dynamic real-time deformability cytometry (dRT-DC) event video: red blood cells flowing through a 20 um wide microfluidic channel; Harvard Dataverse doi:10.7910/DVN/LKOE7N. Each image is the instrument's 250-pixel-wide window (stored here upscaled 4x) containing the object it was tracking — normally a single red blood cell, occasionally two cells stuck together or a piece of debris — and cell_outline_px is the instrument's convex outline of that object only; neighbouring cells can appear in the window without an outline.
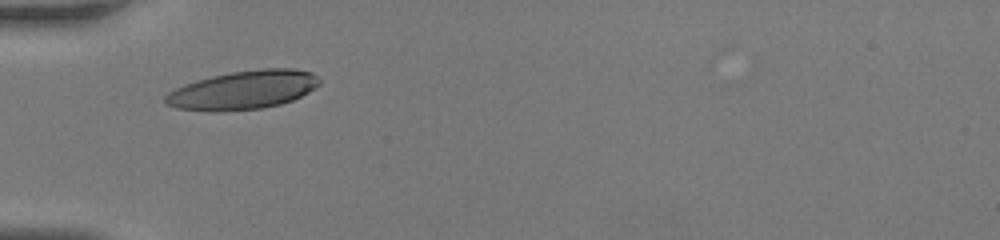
{"species": "human", "species_latin": "Homo sapiens", "temperature_condition": "room temperature", "stored_images_in_passage": 29, "camera_frame_rate_fps": 3000, "um_per_image_px": 0.085, "donor": {"sex": "female"}, "frame": {"image": 1, "passage_image": 1, "time_ms": 0.0, "image_size_px": [1000, 240], "cell_outline_px": [[320, 84], [308, 92], [292, 100], [280, 104], [260, 108], [216, 112], [208, 112], [176, 108], [164, 104], [164, 96], [168, 92], [184, 84], [196, 80], [212, 76], [232, 72], [264, 68], [292, 68], [312, 72], [320, 80]], "centroid_in_image_um": [20.63, 7.66], "position_along_channel_um": 64.4, "area_um2": 34.8}}
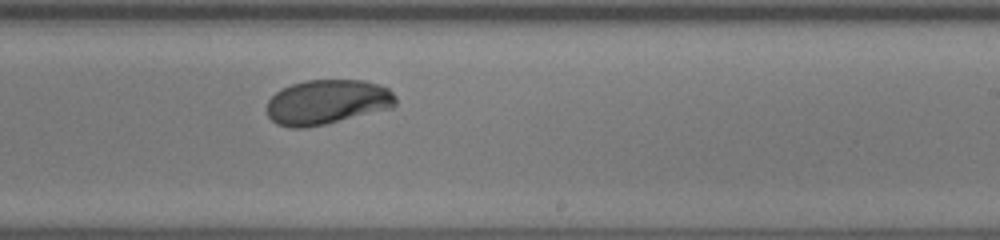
{"frame": {"image": 2, "passage_image": 17, "time_ms": 5.333, "image_size_px": [1000, 240], "cell_outline_px": [[396, 104], [392, 108], [324, 124], [304, 128], [292, 128], [276, 124], [268, 116], [268, 100], [276, 92], [292, 84], [304, 80], [364, 80], [380, 84], [388, 88], [396, 96]], "centroid_in_image_um": [27.83, 8.67], "position_along_channel_um": 261.2, "area_um2": 33.58}}
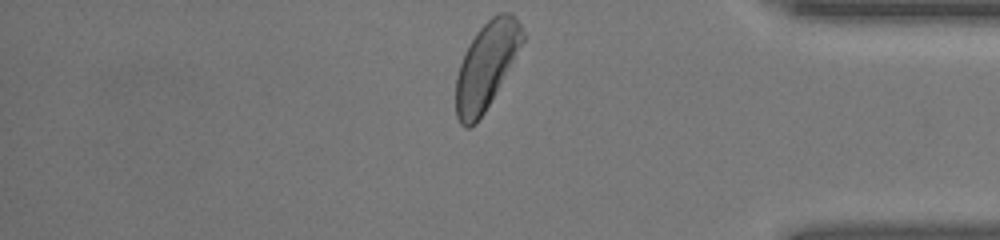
{"frame": {"image": 3, "passage_image": 29, "time_ms": 9.333, "image_size_px": [1000, 240], "cell_outline_px": [[524, 40], [484, 112], [476, 124], [468, 128], [464, 128], [460, 124], [456, 116], [456, 76], [460, 64], [476, 32], [492, 16], [500, 12], [508, 12], [520, 24], [524, 32]], "centroid_in_image_um": [41.31, 5.61], "position_along_channel_um": 393.9, "area_um2": 32.66}, "authors_computed_cell_mechanics": {"area_um2": 33.5818, "velocity_mm_per_s": 3.8004, "shape_relaxation_time_tau1_ms": 2.3001, "shape_relaxation_time_tau2_ms": null, "deformation_change_tau1": 0.141, "deformation_change_tau2": null}}